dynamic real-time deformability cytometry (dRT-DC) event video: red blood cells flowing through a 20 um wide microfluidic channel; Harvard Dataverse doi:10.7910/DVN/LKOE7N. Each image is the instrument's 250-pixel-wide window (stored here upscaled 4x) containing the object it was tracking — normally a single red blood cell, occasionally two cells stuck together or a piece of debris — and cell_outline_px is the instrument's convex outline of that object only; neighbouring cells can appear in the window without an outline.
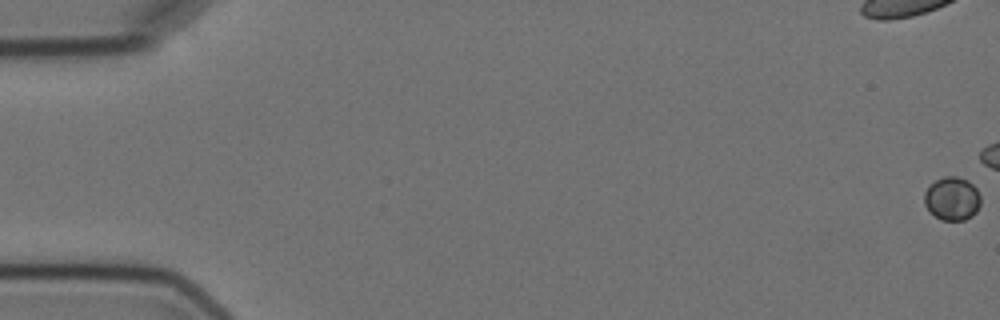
{"species": "Egyptian fruit bat (a non-hibernating species)", "species_latin": "Rousettus aegyptiacus", "temperature_condition": "cold", "stored_images_in_passage": 6, "camera_frame_rate_fps": 3000, "um_per_image_px": 0.085, "animal": {"sex": "female"}, "frame": {"image": 1, "passage_image": 1, "time_ms": 0.0, "image_size_px": [1000, 320], "cell_outline_px": [[980, 204], [976, 212], [972, 216], [964, 220], [940, 220], [928, 212], [924, 204], [924, 192], [936, 180], [944, 176], [956, 176], [968, 180], [976, 188], [980, 196]], "centroid_in_image_um": [80.91, 16.9], "position_along_channel_um": 4.1, "area_um2": 14.39}}
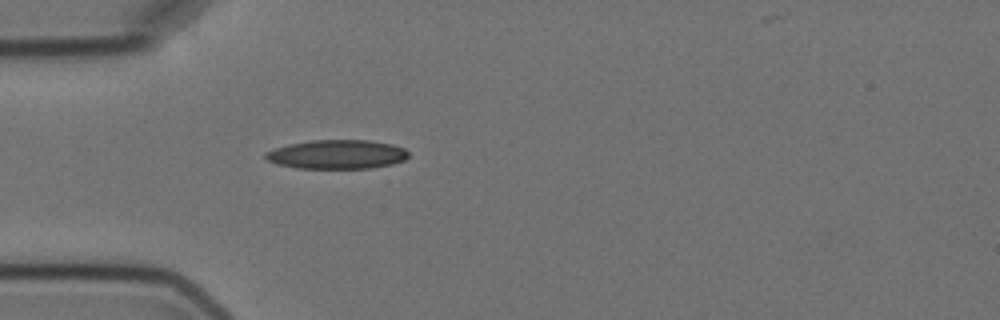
{"frame": {"image": 2, "passage_image": 6, "time_ms": 7.0, "image_size_px": [1000, 320], "cell_outline_px": [[408, 156], [404, 160], [392, 164], [372, 168], [296, 168], [276, 164], [268, 160], [264, 156], [264, 152], [288, 144], [312, 140], [368, 140], [392, 144], [404, 148], [408, 152]], "centroid_in_image_um": [28.63, 13.12], "position_along_channel_um": 56.4, "area_um2": 24.22}}